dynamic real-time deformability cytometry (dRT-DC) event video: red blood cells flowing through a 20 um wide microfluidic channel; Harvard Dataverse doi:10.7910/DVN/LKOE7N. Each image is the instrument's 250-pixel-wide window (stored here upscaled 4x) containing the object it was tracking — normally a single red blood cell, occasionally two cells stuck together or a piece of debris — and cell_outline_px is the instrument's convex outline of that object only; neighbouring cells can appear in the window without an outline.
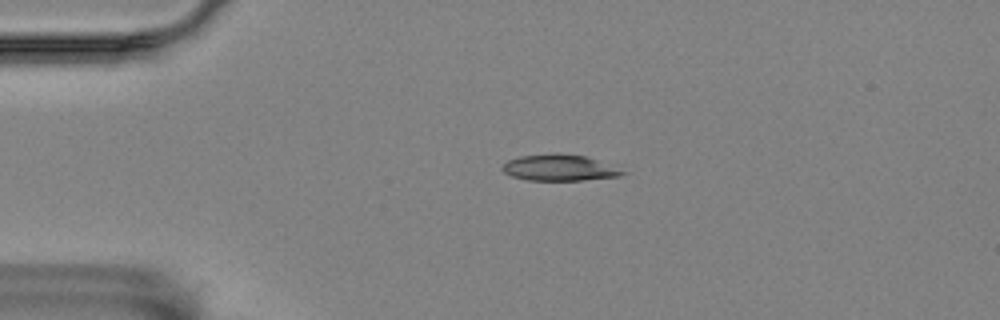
{"species": "Egyptian fruit bat (a non-hibernating species)", "species_latin": "Rousettus aegyptiacus", "temperature_condition": "room temperature", "stored_images_in_passage": 6, "camera_frame_rate_fps": 3000, "um_per_image_px": 0.085, "animal": {"sex": "female"}, "frame": {"image": 1, "passage_image": 4, "time_ms": 1.0, "image_size_px": [1000, 320], "cell_outline_px": [[628, 172], [620, 176], [580, 180], [528, 180], [512, 176], [504, 172], [500, 168], [508, 160], [520, 156], [584, 156]], "centroid_in_image_um": [47.52, 14.31], "position_along_channel_um": 37.5, "area_um2": 17.22}}